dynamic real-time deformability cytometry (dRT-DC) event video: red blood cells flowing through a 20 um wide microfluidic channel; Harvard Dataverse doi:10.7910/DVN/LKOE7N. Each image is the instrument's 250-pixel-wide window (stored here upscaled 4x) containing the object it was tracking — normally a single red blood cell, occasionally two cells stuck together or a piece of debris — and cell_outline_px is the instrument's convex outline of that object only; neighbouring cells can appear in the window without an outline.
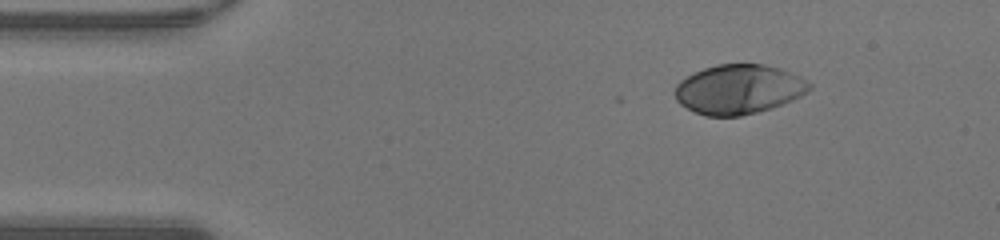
{"species": "human", "species_latin": "Homo sapiens", "temperature_condition": "warm", "stored_images_in_passage": 42, "camera_frame_rate_fps": 3000, "um_per_image_px": 0.085, "donor": {"sex": "male"}, "frame": {"image": 1, "passage_image": 1, "time_ms": 0.0, "image_size_px": [1000, 240], "cell_outline_px": [[812, 88], [808, 92], [792, 100], [772, 108], [740, 116], [704, 116], [680, 104], [676, 100], [676, 84], [680, 80], [692, 72], [716, 64], [764, 64], [780, 68], [800, 76], [812, 84]], "centroid_in_image_um": [62.8, 7.58], "position_along_channel_um": 22.2, "area_um2": 38.9}}
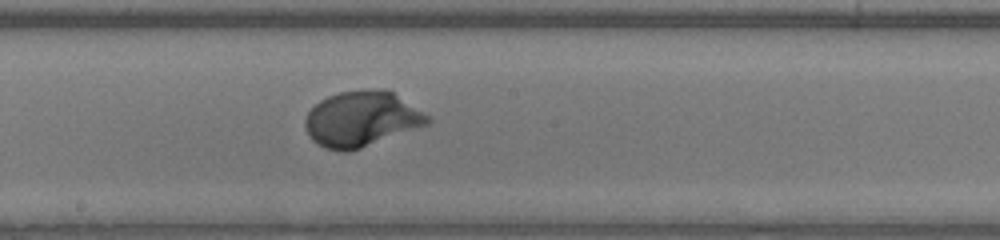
{"frame": {"image": 2, "passage_image": 20, "time_ms": 6.333, "image_size_px": [1000, 240], "cell_outline_px": [[432, 120], [428, 124], [360, 148], [348, 152], [340, 152], [324, 148], [312, 140], [308, 136], [304, 124], [304, 120], [308, 112], [320, 100], [328, 96], [340, 92], [392, 92], [428, 116]], "centroid_in_image_um": [30.66, 10.17], "position_along_channel_um": 217.5, "area_um2": 38.32}}
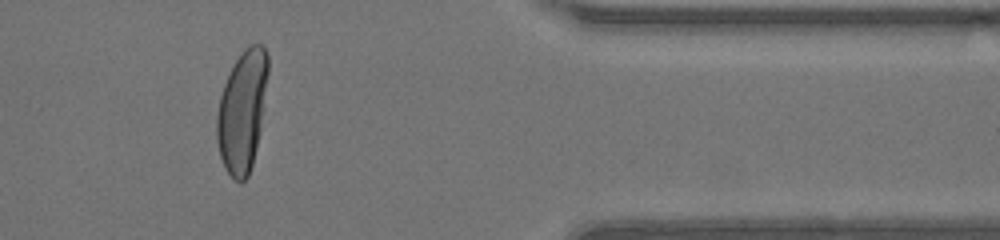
{"frame": {"image": 3, "passage_image": 34, "time_ms": 11.0, "image_size_px": [1000, 240], "cell_outline_px": [[268, 72], [260, 132], [252, 164], [248, 176], [244, 180], [236, 180], [224, 168], [220, 156], [216, 140], [216, 116], [220, 96], [224, 84], [236, 60], [244, 48], [248, 44], [264, 44], [268, 56]], "centroid_in_image_um": [20.59, 9.42], "position_along_channel_um": 390.8, "area_um2": 36.07}, "authors_computed_cell_mechanics": {"area_um2": 38.3792, "velocity_mm_per_s": 4.2826, "shape_relaxation_time_tau1_ms": 2.0948, "shape_relaxation_time_tau2_ms": null, "deformation_change_tau1": 0.1971, "deformation_change_tau2": null}}